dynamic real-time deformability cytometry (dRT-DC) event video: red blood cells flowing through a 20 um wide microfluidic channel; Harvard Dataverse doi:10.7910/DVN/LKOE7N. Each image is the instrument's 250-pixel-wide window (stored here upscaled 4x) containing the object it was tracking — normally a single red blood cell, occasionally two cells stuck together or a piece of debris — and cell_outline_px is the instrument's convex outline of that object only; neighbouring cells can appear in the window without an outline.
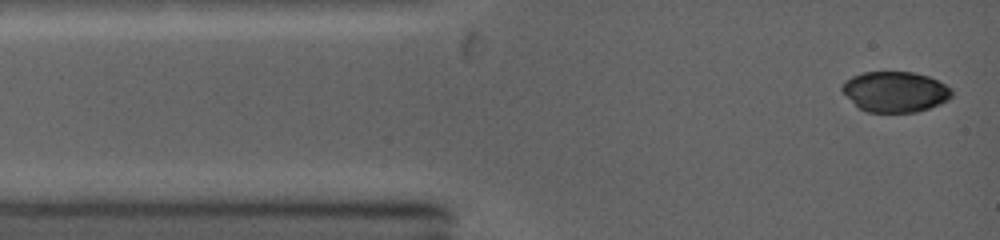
{"species": "common noctule bat (a hibernating species)", "species_latin": "Nyctalus noctula", "temperature_condition": "warm", "stored_images_in_passage": 18, "camera_frame_rate_fps": 5000, "um_per_image_px": 0.085, "animal": {"sex": "female", "body_mass_g": 19.0, "forearm_length_mm": 53.3}, "frame": {"image": 1, "passage_image": 1, "time_ms": 0.0, "image_size_px": [1000, 240], "cell_outline_px": [[952, 96], [948, 100], [940, 104], [916, 112], [868, 112], [860, 108], [840, 88], [852, 76], [864, 72], [912, 72], [928, 76], [944, 84], [952, 92]], "centroid_in_image_um": [76.11, 7.8], "position_along_channel_um": 8.9, "area_um2": 25.43}}
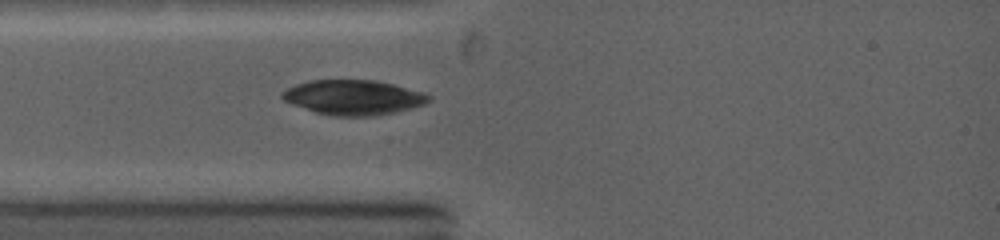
{"frame": {"image": 2, "passage_image": 7, "time_ms": 2.2, "image_size_px": [1000, 240], "cell_outline_px": [[432, 100], [424, 104], [412, 108], [396, 112], [376, 116], [332, 116], [316, 112], [292, 104], [284, 100], [280, 96], [288, 88], [296, 84], [312, 80], [372, 80], [392, 84], [420, 92], [428, 96]], "centroid_in_image_um": [30.03, 8.29], "position_along_channel_um": 55.0, "area_um2": 29.42}}
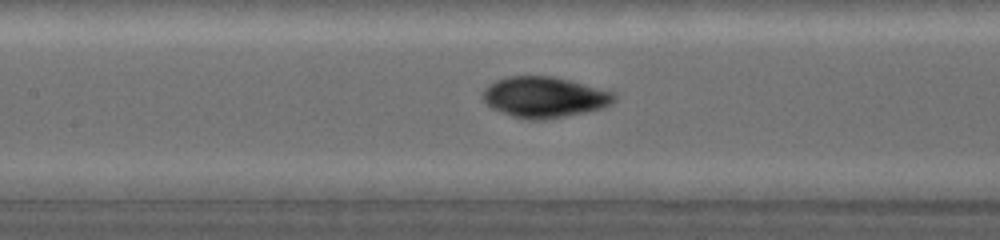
{"frame": {"image": 3, "passage_image": 14, "time_ms": 4.6, "image_size_px": [1000, 240], "cell_outline_px": [[612, 100], [608, 104], [600, 108], [584, 112], [548, 120], [524, 120], [512, 116], [492, 108], [484, 100], [484, 92], [492, 84], [500, 80], [512, 76], [548, 76], [612, 92]], "centroid_in_image_um": [46.22, 8.29], "position_along_channel_um": 161.2, "area_um2": 30.0}}